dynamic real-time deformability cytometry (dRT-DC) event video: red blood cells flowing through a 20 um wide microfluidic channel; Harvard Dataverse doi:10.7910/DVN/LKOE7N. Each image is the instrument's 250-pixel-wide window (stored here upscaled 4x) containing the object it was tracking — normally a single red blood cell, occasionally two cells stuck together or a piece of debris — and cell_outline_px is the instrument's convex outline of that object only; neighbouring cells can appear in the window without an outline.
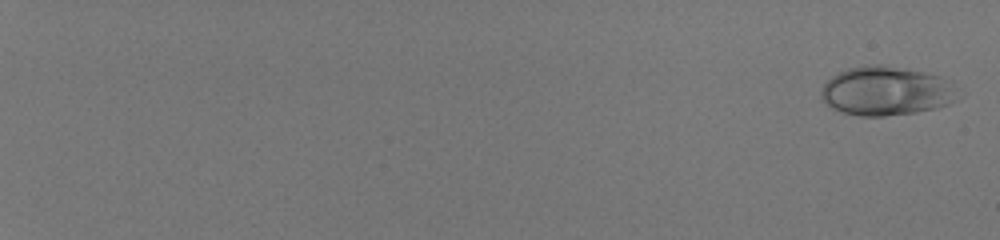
{"species": "human", "species_latin": "Homo sapiens", "temperature_condition": "room temperature", "stored_images_in_passage": 28, "camera_frame_rate_fps": 3000, "um_per_image_px": 0.085, "donor": {"sex": "male"}, "frame": {"image": 1, "passage_image": 2, "time_ms": 0.333, "image_size_px": [1000, 240], "cell_outline_px": [[956, 100], [948, 104], [936, 108], [916, 112], [884, 116], [860, 116], [844, 112], [832, 108], [820, 96], [820, 88], [832, 76], [848, 68], [872, 64], [884, 64], [940, 76], [952, 80]], "centroid_in_image_um": [75.31, 7.73], "position_along_channel_um": 9.7, "area_um2": 38.9}}
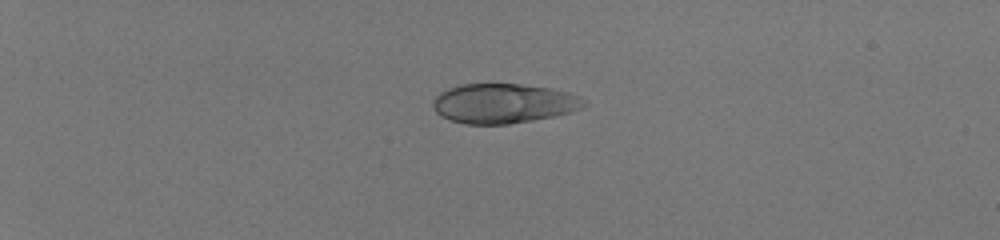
{"frame": {"image": 2, "passage_image": 18, "time_ms": 5.667, "image_size_px": [1000, 240], "cell_outline_px": [[588, 104], [580, 108], [556, 116], [508, 124], [464, 124], [448, 120], [440, 116], [436, 112], [432, 104], [432, 100], [440, 92], [448, 88], [460, 84], [520, 84], [548, 88], [568, 92], [580, 96], [588, 100]], "centroid_in_image_um": [42.78, 8.79], "position_along_channel_um": 42.2, "area_um2": 35.08}}
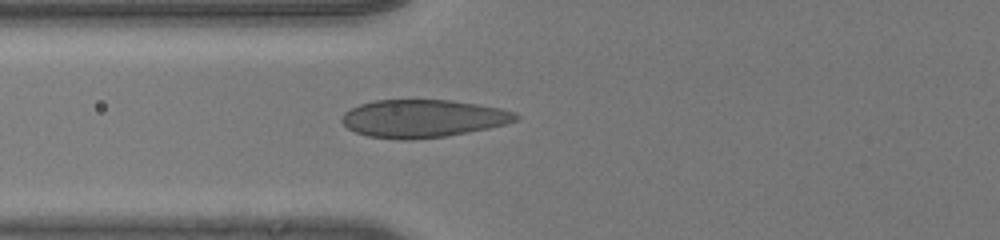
{"frame": {"image": 3, "passage_image": 28, "time_ms": 9.0, "image_size_px": [1000, 240], "cell_outline_px": [[520, 116], [516, 120], [504, 124], [488, 128], [468, 132], [444, 136], [412, 140], [400, 140], [368, 136], [356, 132], [348, 128], [340, 120], [344, 112], [360, 104], [376, 100], [452, 100], [500, 108], [516, 112]], "centroid_in_image_um": [35.93, 10.07], "position_along_channel_um": 89.9, "area_um2": 38.21}}